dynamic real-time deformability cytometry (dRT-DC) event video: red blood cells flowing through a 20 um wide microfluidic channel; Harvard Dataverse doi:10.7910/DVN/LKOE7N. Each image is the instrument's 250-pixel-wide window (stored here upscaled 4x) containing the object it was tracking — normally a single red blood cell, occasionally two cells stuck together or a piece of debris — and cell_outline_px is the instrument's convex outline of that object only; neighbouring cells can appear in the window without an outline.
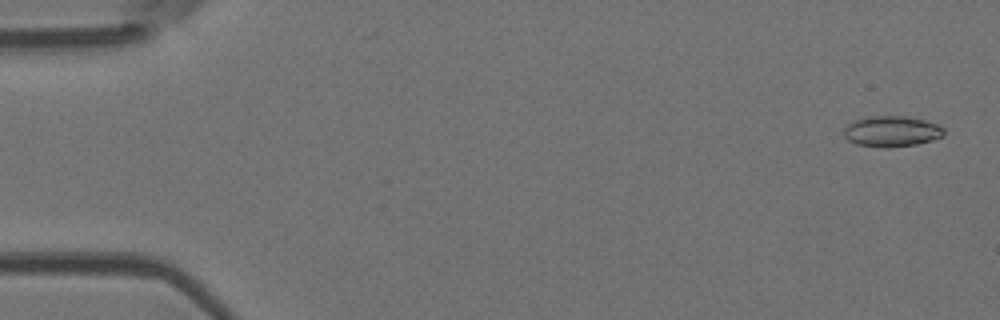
{"species": "Egyptian fruit bat (a non-hibernating species)", "species_latin": "Rousettus aegyptiacus", "temperature_condition": "room temperature", "stored_images_in_passage": 52, "camera_frame_rate_fps": 3000, "um_per_image_px": 0.085, "animal": {"sex": "female"}, "frame": {"image": 1, "passage_image": 2, "time_ms": 0.333, "image_size_px": [1000, 320], "cell_outline_px": [[944, 136], [932, 140], [916, 144], [888, 148], [880, 148], [856, 144], [848, 140], [844, 136], [844, 128], [848, 124], [856, 120], [868, 116], [908, 116], [924, 120], [936, 124], [944, 128]], "centroid_in_image_um": [75.79, 11.17], "position_along_channel_um": 9.2, "area_um2": 18.03}}
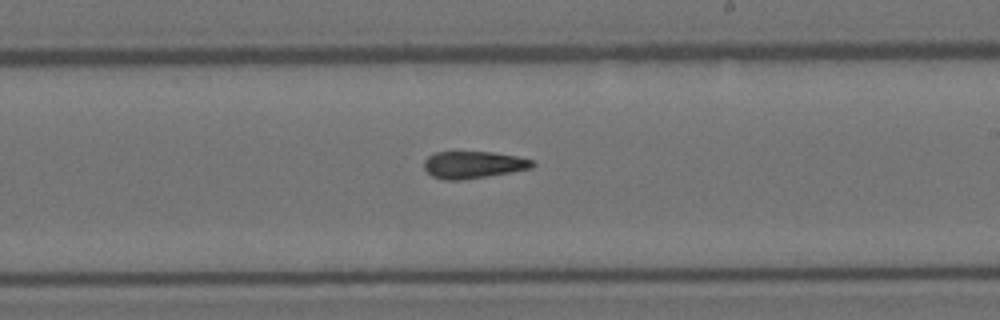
{"frame": {"image": 2, "passage_image": 31, "time_ms": 10.0, "image_size_px": [1000, 320], "cell_outline_px": [[536, 164], [532, 168], [512, 172], [464, 180], [444, 180], [432, 176], [424, 168], [424, 160], [428, 156], [436, 152], [492, 152], [516, 156], [532, 160]], "centroid_in_image_um": [40.23, 14.01], "position_along_channel_um": 248.8, "area_um2": 17.17}}
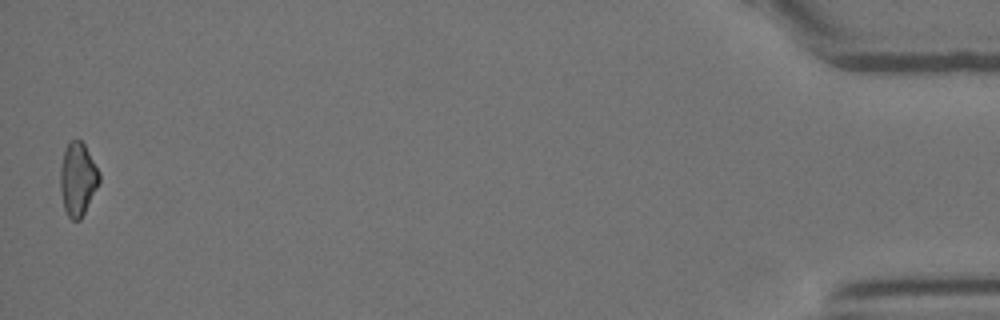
{"frame": {"image": 3, "passage_image": 52, "time_ms": 17.0, "image_size_px": [1000, 320], "cell_outline_px": [[100, 180], [80, 220], [72, 220], [68, 216], [64, 208], [60, 188], [60, 168], [64, 148], [72, 140], [80, 140], [84, 144], [100, 172]], "centroid_in_image_um": [6.59, 15.21], "position_along_channel_um": 428.6, "area_um2": 16.42}, "authors_computed_cell_mechanics": {"area_um2": 17.3689, "velocity_mm_per_s": 3.8974, "shape_relaxation_time_tau1_ms": null, "shape_relaxation_time_tau2_ms": 6.6126, "deformation_change_tau1": null, "deformation_change_tau2": 0.1817}}